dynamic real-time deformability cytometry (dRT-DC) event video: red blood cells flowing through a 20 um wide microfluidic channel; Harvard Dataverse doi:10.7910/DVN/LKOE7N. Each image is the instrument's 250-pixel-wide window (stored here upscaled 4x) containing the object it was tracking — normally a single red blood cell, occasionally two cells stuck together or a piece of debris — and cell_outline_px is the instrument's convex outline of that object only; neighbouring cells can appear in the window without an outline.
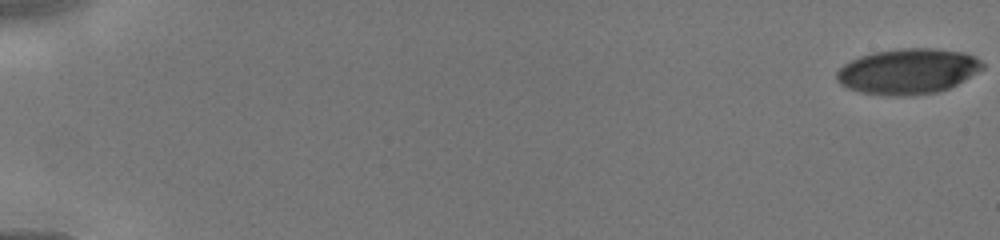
{"species": "human", "species_latin": "Homo sapiens", "temperature_condition": "cold", "stored_images_in_passage": 6, "camera_frame_rate_fps": 3000, "um_per_image_px": 0.085, "donor": {"sex": "male"}, "frame": {"image": 1, "passage_image": 1, "time_ms": 0.0, "image_size_px": [1000, 240], "cell_outline_px": [[984, 68], [964, 80], [948, 88], [936, 92], [908, 96], [888, 96], [860, 92], [848, 88], [840, 84], [836, 80], [836, 72], [844, 64], [860, 56], [872, 52], [900, 48], [932, 48], [964, 52], [980, 60], [984, 64]], "centroid_in_image_um": [77.15, 6.06], "position_along_channel_um": 7.9, "area_um2": 38.67}}
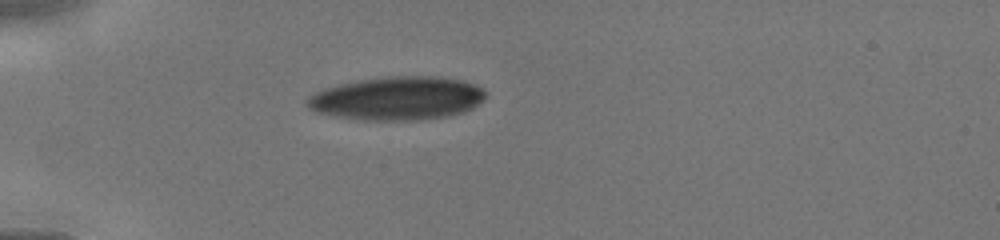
{"frame": {"image": 2, "passage_image": 5, "time_ms": 4.667, "image_size_px": [1000, 240], "cell_outline_px": [[488, 92], [484, 100], [472, 108], [464, 112], [448, 116], [416, 120], [364, 120], [332, 116], [316, 112], [308, 108], [304, 104], [304, 100], [308, 96], [324, 88], [340, 84], [360, 80], [388, 76], [436, 76], [464, 80], [476, 84], [484, 88]], "centroid_in_image_um": [33.78, 8.36], "position_along_channel_um": 51.2, "area_um2": 45.72}}